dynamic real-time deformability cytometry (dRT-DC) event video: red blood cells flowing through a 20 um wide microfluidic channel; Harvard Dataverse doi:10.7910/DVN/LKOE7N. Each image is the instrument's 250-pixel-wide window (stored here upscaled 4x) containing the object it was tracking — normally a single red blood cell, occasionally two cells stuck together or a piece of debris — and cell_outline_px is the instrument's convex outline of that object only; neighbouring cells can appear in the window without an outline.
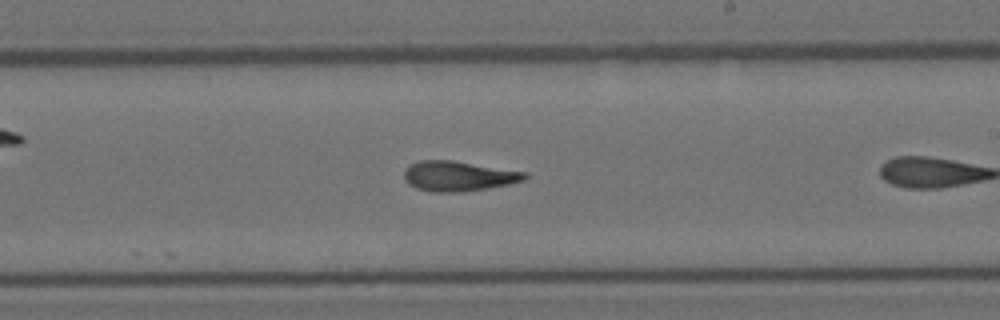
{"species": "Egyptian fruit bat (a non-hibernating species)", "species_latin": "Rousettus aegyptiacus", "temperature_condition": "room temperature", "stored_images_in_passage": 23, "camera_frame_rate_fps": 3000, "um_per_image_px": 0.085, "animal": {"sex": "female"}, "frame": {"image": 1, "passage_image": 14, "time_ms": 4.333, "image_size_px": [1000, 320], "cell_outline_px": [[528, 176], [524, 180], [508, 184], [460, 192], [432, 192], [416, 188], [408, 184], [404, 180], [404, 168], [408, 164], [420, 160], [452, 160], [528, 172]], "centroid_in_image_um": [38.92, 14.95], "position_along_channel_um": 250.1, "area_um2": 21.21}}